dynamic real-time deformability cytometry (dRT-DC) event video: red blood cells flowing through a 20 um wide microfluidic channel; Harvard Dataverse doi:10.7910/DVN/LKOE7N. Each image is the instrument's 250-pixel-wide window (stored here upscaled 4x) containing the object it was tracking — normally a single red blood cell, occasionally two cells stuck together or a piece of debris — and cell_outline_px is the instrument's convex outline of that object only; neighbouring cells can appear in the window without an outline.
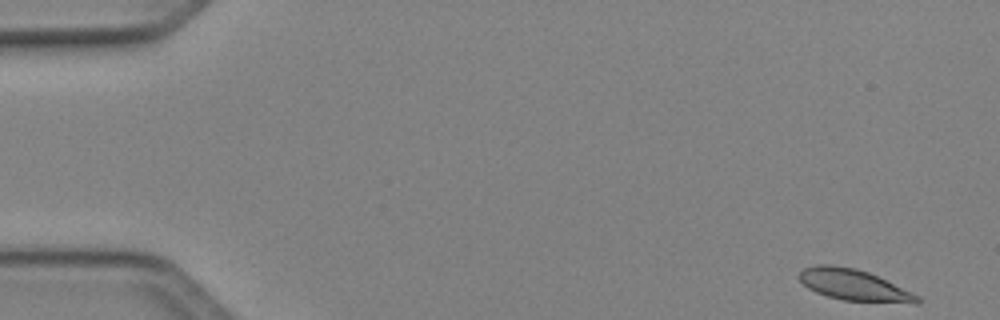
{"species": "Egyptian fruit bat (a non-hibernating species)", "species_latin": "Rousettus aegyptiacus", "temperature_condition": "cold", "stored_images_in_passage": 49, "segment_of_instrument_passage": [1, 2], "camera_frame_rate_fps": 3000, "um_per_image_px": 0.085, "animal": {"sex": "female"}, "frame": {"image": 1, "passage_image": 1, "time_ms": 0.0, "image_size_px": [1000, 320], "cell_outline_px": [[920, 300], [916, 304], [844, 300], [828, 296], [816, 292], [808, 288], [796, 276], [804, 268], [816, 264], [832, 264], [856, 268], [868, 272], [912, 292], [920, 296]], "centroid_in_image_um": [72.57, 24.22], "position_along_channel_um": 12.4, "area_um2": 21.5}}
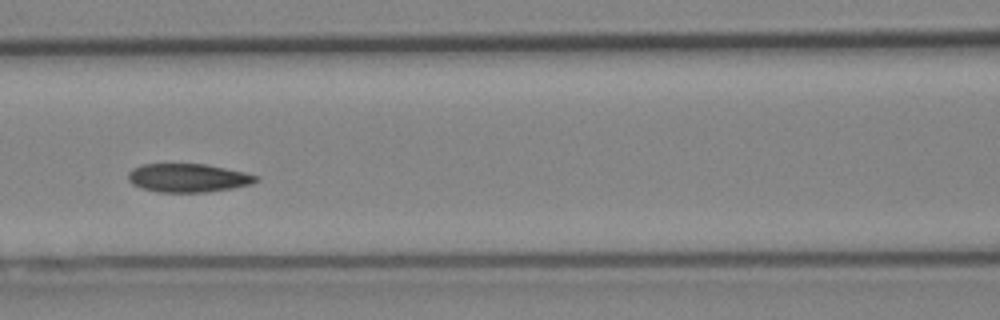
{"frame": {"image": 2, "passage_image": 21, "time_ms": 6.667, "image_size_px": [1000, 320], "cell_outline_px": [[260, 180], [252, 184], [232, 188], [204, 192], [160, 192], [140, 188], [132, 184], [128, 180], [128, 172], [132, 168], [144, 164], [208, 164], [244, 172], [260, 176]], "centroid_in_image_um": [16.0, 15.12], "position_along_channel_um": 150.6, "area_um2": 21.39}}
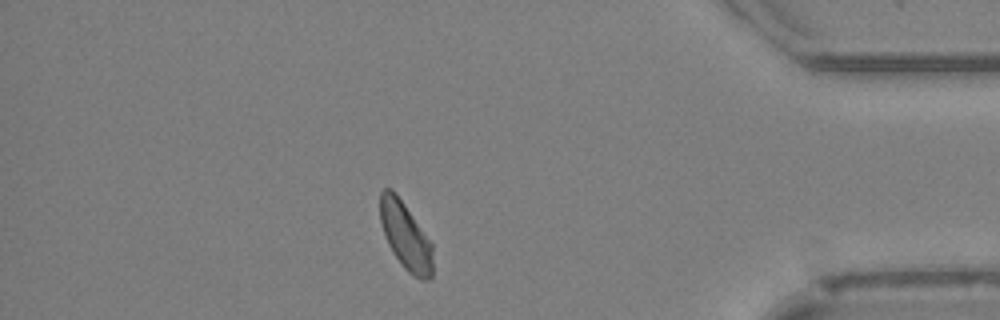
{"frame": {"image": 3, "passage_image": 42, "time_ms": 13.667, "image_size_px": [1000, 320], "cell_outline_px": [[432, 280], [420, 280], [412, 276], [404, 268], [392, 252], [384, 236], [380, 220], [380, 192], [384, 188], [392, 188], [396, 192], [432, 244]], "centroid_in_image_um": [34.46, 20.07], "position_along_channel_um": 400.7, "area_um2": 20.75}}